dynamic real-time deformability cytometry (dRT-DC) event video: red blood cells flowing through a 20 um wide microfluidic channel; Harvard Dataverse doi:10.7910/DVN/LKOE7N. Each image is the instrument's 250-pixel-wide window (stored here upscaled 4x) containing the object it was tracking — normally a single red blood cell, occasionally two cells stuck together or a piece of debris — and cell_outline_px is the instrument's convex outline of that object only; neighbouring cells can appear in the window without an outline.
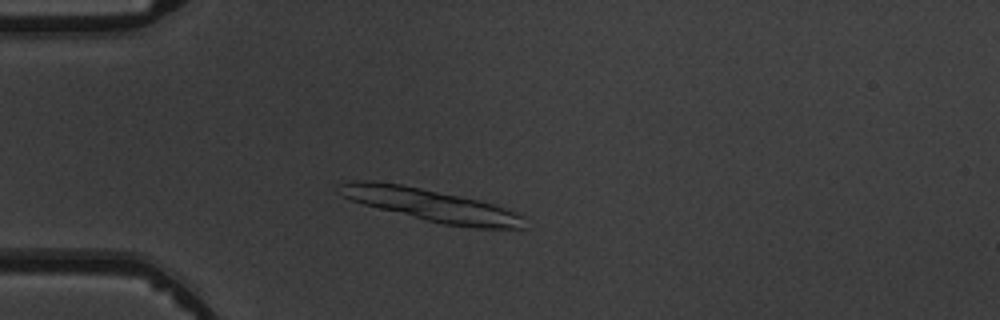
{"species": "common noctule bat (a hibernating species)", "species_latin": "Nyctalus noctula", "temperature_condition": "warm", "stored_images_in_passage": 5, "segment_of_instrument_passage": [1, 2], "camera_frame_rate_fps": 3000, "um_per_image_px": 0.085, "animal": {"sex": "male", "body_mass_g": 19.5, "forearm_length_mm": 54.6}, "frame": {"image": 1, "passage_image": 3, "time_ms": 2.333, "image_size_px": [1000, 320], "cell_outline_px": [[524, 228], [476, 228], [444, 224], [364, 204], [352, 200], [336, 192], [336, 184], [352, 180], [372, 180], [400, 184], [460, 196], [492, 204], [516, 212], [524, 216]], "centroid_in_image_um": [36.58, 17.41], "position_along_channel_um": 48.4, "area_um2": 34.28}}